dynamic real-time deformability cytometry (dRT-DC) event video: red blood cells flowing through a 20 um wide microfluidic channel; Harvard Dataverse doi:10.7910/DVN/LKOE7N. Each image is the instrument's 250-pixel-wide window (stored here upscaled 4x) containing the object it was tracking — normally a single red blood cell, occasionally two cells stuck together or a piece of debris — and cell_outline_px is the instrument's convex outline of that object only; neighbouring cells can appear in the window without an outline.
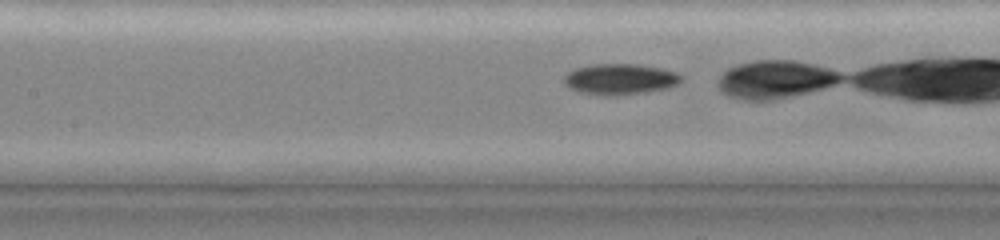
{"species": "common noctule bat (a hibernating species)", "species_latin": "Nyctalus noctula", "temperature_condition": "cold", "stored_images_in_passage": 40, "camera_frame_rate_fps": 3000, "um_per_image_px": 0.085, "animal": {"sex": "female", "body_mass_g": 19.0, "forearm_length_mm": 51.5}, "frame": {"image": 1, "passage_image": 23, "time_ms": 5.333, "image_size_px": [1000, 240], "cell_outline_px": [[684, 80], [680, 84], [668, 88], [644, 92], [616, 96], [600, 96], [580, 92], [568, 88], [564, 84], [564, 76], [568, 72], [576, 68], [592, 64], [636, 64], [660, 68], [676, 72], [684, 76]], "centroid_in_image_um": [52.72, 6.74], "position_along_channel_um": 154.7, "area_um2": 21.44}}